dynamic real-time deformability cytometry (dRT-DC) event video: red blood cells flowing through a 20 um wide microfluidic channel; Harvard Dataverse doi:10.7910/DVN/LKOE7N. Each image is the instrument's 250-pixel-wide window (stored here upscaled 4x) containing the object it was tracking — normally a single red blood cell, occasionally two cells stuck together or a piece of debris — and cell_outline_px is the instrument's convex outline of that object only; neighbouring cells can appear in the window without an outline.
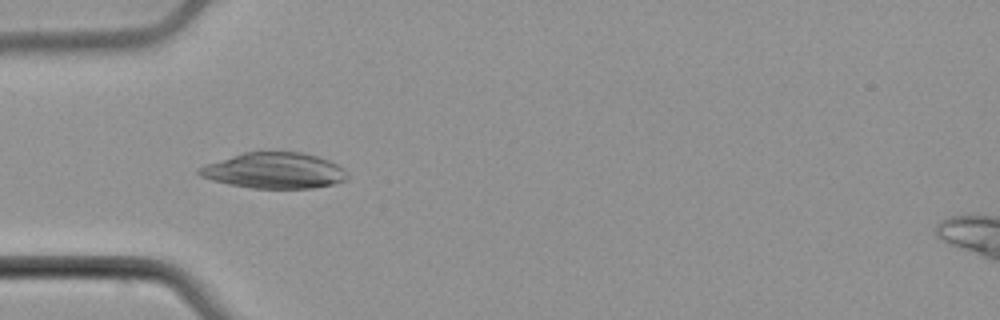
{"species": "common noctule bat (a hibernating species)", "species_latin": "Nyctalus noctula", "temperature_condition": "cold", "stored_images_in_passage": 38, "camera_frame_rate_fps": 3000, "um_per_image_px": 0.085, "animal": {"sex": "male", "body_mass_g": 21.5, "forearm_length_mm": 52.0}, "frame": {"image": 1, "passage_image": 1, "time_ms": 0.0, "image_size_px": [1000, 320], "cell_outline_px": [[348, 180], [332, 184], [312, 188], [252, 188], [228, 184], [212, 180], [200, 176], [196, 172], [196, 168], [204, 164], [244, 152], [300, 152], [316, 156], [328, 160], [344, 168], [348, 176]], "centroid_in_image_um": [23.28, 14.5], "position_along_channel_um": 61.7, "area_um2": 30.98}}
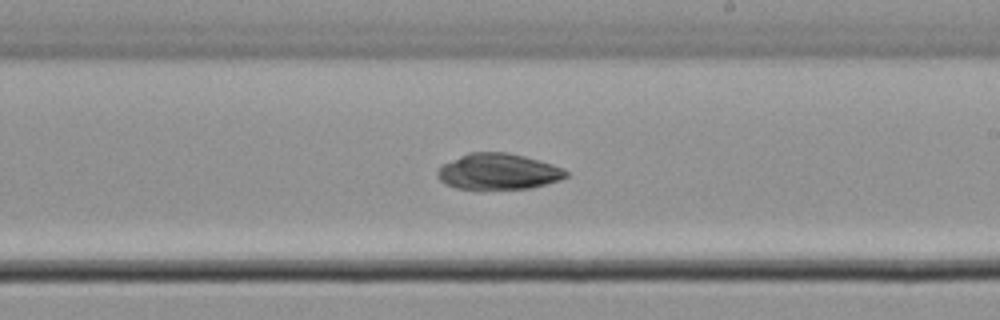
{"frame": {"image": 2, "passage_image": 16, "time_ms": 5.0, "image_size_px": [1000, 320], "cell_outline_px": [[568, 176], [560, 180], [532, 188], [456, 188], [444, 184], [436, 176], [436, 172], [444, 164], [468, 152], [508, 152], [524, 156], [552, 164], [564, 168], [568, 172]], "centroid_in_image_um": [42.37, 14.57], "position_along_channel_um": 246.6, "area_um2": 26.76}}
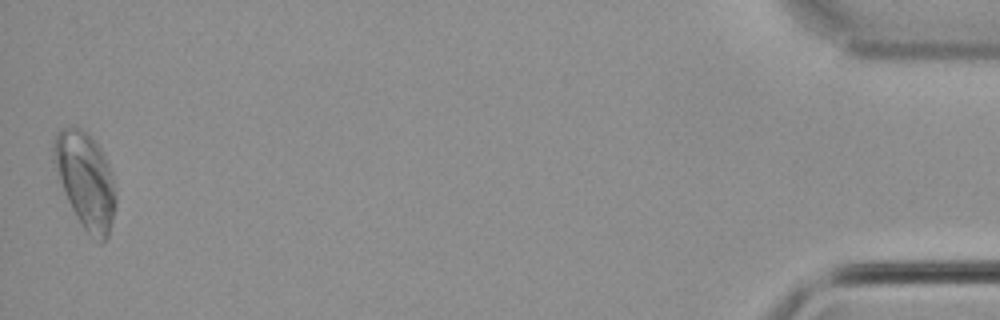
{"frame": {"image": 3, "passage_image": 38, "time_ms": 12.333, "image_size_px": [1000, 320], "cell_outline_px": [[116, 208], [108, 236], [100, 244], [84, 228], [76, 216], [64, 192], [52, 160], [52, 148], [56, 132], [60, 128], [76, 128], [88, 132], [100, 148], [108, 164], [112, 176], [116, 192]], "centroid_in_image_um": [7.27, 15.32], "position_along_channel_um": 427.9, "area_um2": 34.51}}